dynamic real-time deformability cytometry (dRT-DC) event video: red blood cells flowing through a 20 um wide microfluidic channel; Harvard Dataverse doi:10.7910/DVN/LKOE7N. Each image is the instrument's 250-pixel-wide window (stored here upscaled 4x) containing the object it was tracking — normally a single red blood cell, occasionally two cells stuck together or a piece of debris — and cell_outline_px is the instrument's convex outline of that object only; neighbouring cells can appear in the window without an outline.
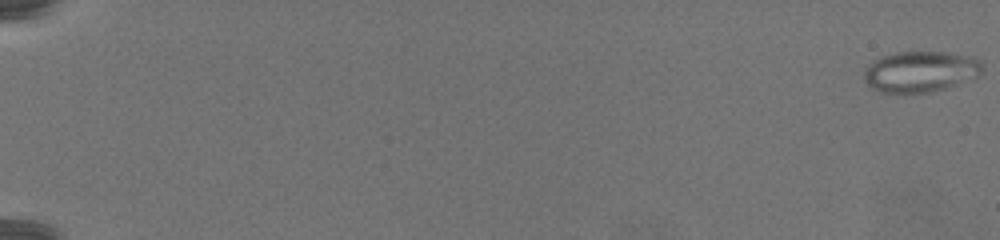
{"species": "common noctule bat (a hibernating species)", "species_latin": "Nyctalus noctula", "temperature_condition": "warm", "stored_images_in_passage": 80, "camera_frame_rate_fps": 3000, "um_per_image_px": 0.085, "animal": {"sex": "female", "body_mass_g": 19.5, "forearm_length_mm": 54.1}, "frame": {"image": 1, "passage_image": 1, "time_ms": 0.0, "image_size_px": [1000, 240], "cell_outline_px": [[984, 68], [980, 76], [944, 88], [928, 92], [904, 96], [880, 92], [872, 88], [864, 80], [864, 72], [880, 56], [896, 52], [948, 52], [972, 56], [980, 60]], "centroid_in_image_um": [78.26, 6.11], "position_along_channel_um": 6.7, "area_um2": 28.73}}
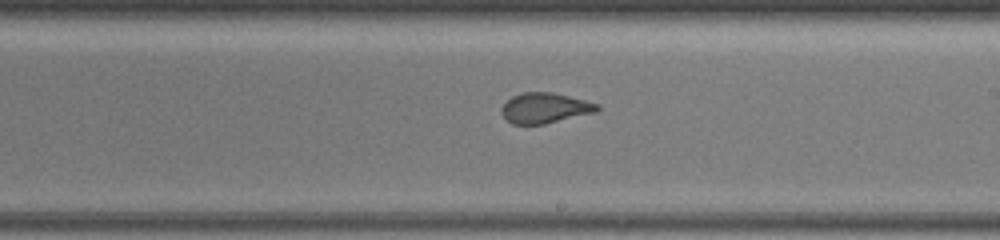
{"frame": {"image": 2, "passage_image": 51, "time_ms": 16.667, "image_size_px": [1000, 240], "cell_outline_px": [[600, 108], [596, 112], [544, 124], [512, 124], [500, 112], [500, 108], [512, 96], [524, 92], [552, 92], [600, 104]], "centroid_in_image_um": [46.32, 9.18], "position_along_channel_um": 242.7, "area_um2": 16.82}}
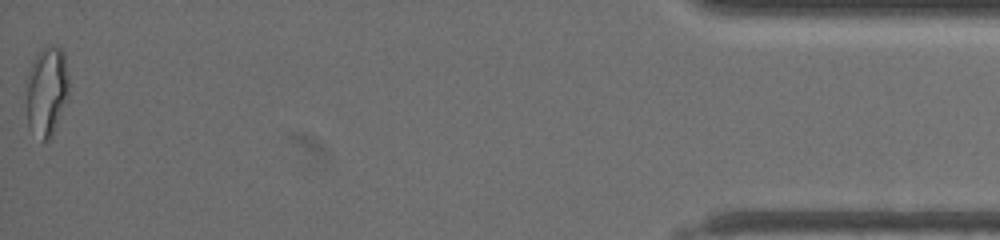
{"frame": {"image": 3, "passage_image": 80, "time_ms": 26.333, "image_size_px": [1000, 240], "cell_outline_px": [[68, 100], [52, 136], [48, 140], [44, 140], [28, 124], [28, 72], [40, 48], [44, 44], [52, 44], [60, 48], [64, 52], [68, 76]], "centroid_in_image_um": [4.02, 7.67], "position_along_channel_um": 431.2, "area_um2": 21.91}}